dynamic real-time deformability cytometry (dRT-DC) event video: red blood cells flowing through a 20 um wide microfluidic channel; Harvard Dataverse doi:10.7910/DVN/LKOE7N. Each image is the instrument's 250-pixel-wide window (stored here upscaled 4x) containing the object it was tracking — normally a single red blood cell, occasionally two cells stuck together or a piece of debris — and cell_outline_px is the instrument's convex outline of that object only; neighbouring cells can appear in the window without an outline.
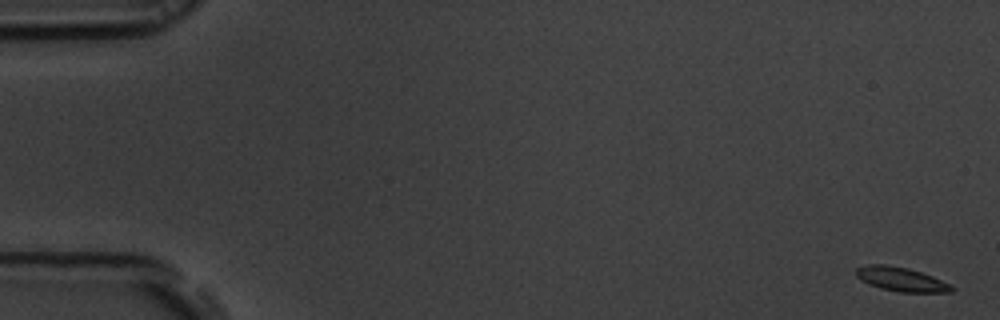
{"species": "common noctule bat (a hibernating species)", "species_latin": "Nyctalus noctula", "temperature_condition": "room temperature", "stored_images_in_passage": 56, "camera_frame_rate_fps": 3000, "um_per_image_px": 0.085, "animal": {"sex": "male", "body_mass_g": 19.5, "forearm_length_mm": 54.6}, "frame": {"image": 1, "passage_image": 1, "time_ms": 0.0, "image_size_px": [1000, 320], "cell_outline_px": [[956, 288], [952, 292], [900, 292], [880, 288], [868, 284], [860, 280], [856, 276], [856, 268], [868, 264], [884, 264], [908, 268], [932, 276]], "centroid_in_image_um": [76.56, 23.74], "position_along_channel_um": 8.4, "area_um2": 13.35}}
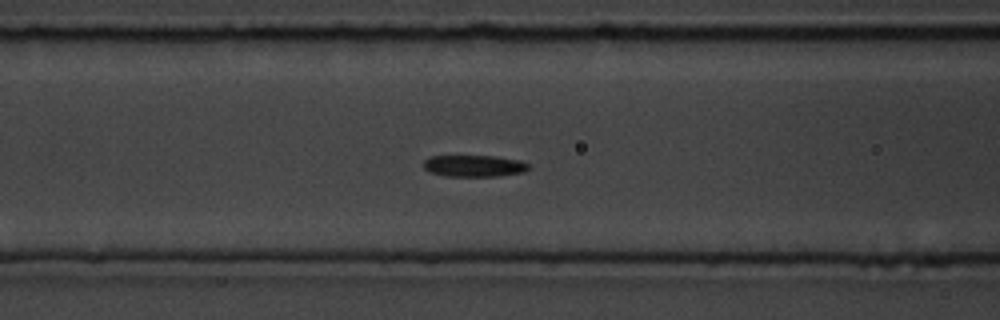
{"frame": {"image": 2, "passage_image": 23, "time_ms": 7.333, "image_size_px": [1000, 320], "cell_outline_px": [[528, 168], [524, 172], [500, 176], [444, 176], [428, 172], [424, 168], [424, 160], [432, 156], [496, 156], [520, 160], [528, 164]], "centroid_in_image_um": [40.28, 14.1], "position_along_channel_um": 126.3, "area_um2": 13.29}}
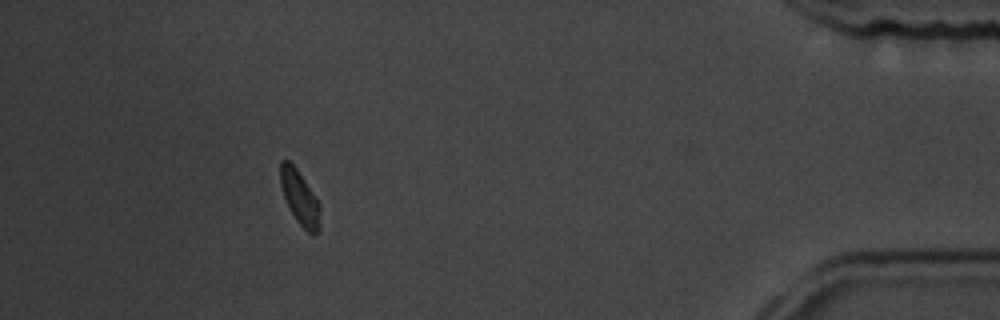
{"frame": {"image": 3, "passage_image": 51, "time_ms": 16.667, "image_size_px": [1000, 320], "cell_outline_px": [[320, 228], [312, 236], [296, 220], [284, 196], [280, 184], [280, 160], [288, 160], [296, 168], [320, 204]], "centroid_in_image_um": [25.49, 16.81], "position_along_channel_um": 409.7, "area_um2": 12.31}, "authors_computed_cell_mechanics": {"area_um2": 13.3807, "velocity_mm_per_s": 3.6375, "shape_relaxation_time_tau1_ms": 2.8692, "shape_relaxation_time_tau2_ms": 3.6795, "deformation_change_tau1": 0.0951, "deformation_change_tau2": 0.0663}}